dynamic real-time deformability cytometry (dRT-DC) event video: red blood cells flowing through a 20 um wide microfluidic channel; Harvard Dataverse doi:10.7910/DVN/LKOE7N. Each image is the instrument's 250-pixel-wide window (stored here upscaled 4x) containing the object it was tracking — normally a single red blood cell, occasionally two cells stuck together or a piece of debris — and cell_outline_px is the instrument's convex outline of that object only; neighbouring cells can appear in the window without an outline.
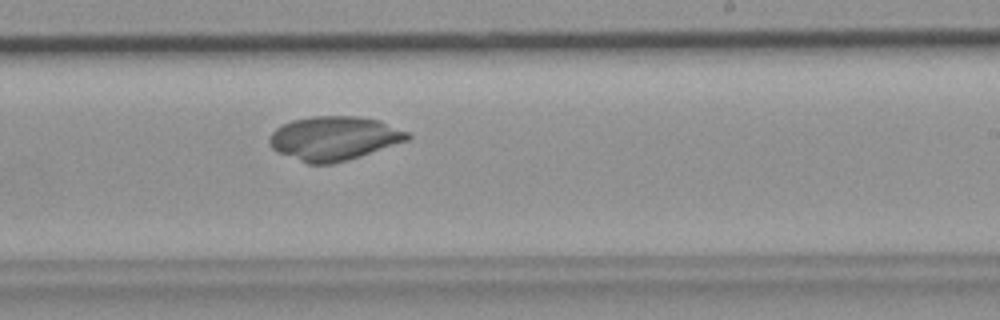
{"species": "common noctule bat (a hibernating species)", "species_latin": "Nyctalus noctula", "temperature_condition": "room temperature", "stored_images_in_passage": 41, "camera_frame_rate_fps": 3000, "um_per_image_px": 0.085, "animal": {"sex": "female", "body_mass_g": 19.9}, "frame": {"image": 1, "passage_image": 24, "time_ms": 7.667, "image_size_px": [1000, 320], "cell_outline_px": [[412, 136], [408, 140], [360, 156], [332, 164], [308, 164], [276, 152], [272, 148], [268, 140], [272, 132], [276, 128], [292, 120], [312, 116], [356, 116], [380, 120], [408, 132]], "centroid_in_image_um": [28.38, 11.75], "position_along_channel_um": 260.6, "area_um2": 35.37}}
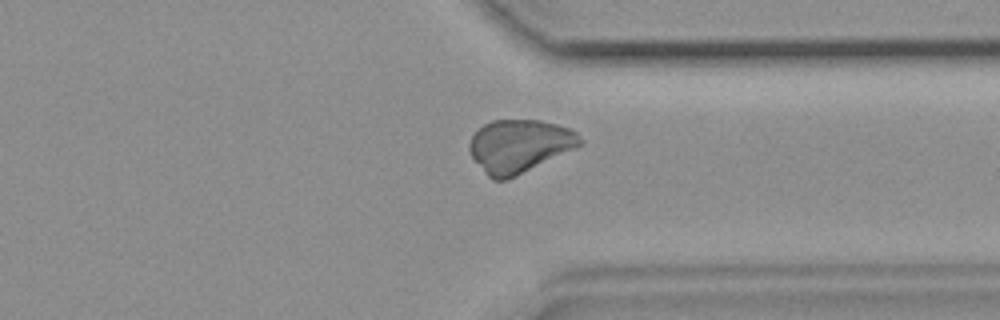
{"frame": {"image": 2, "passage_image": 31, "time_ms": 10.0, "image_size_px": [1000, 320], "cell_outline_px": [[584, 144], [508, 180], [492, 180], [484, 172], [472, 156], [468, 148], [468, 144], [472, 136], [484, 124], [492, 120], [540, 120], [556, 124], [568, 128], [576, 132], [584, 140]], "centroid_in_image_um": [44.16, 12.41], "position_along_channel_um": 367.2, "area_um2": 34.16}}
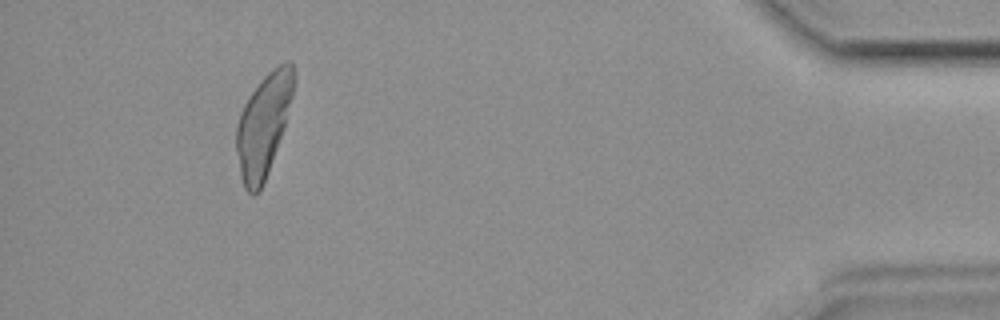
{"frame": {"image": 3, "passage_image": 38, "time_ms": 12.333, "image_size_px": [1000, 320], "cell_outline_px": [[296, 72], [292, 96], [284, 128], [268, 172], [260, 188], [252, 196], [244, 188], [240, 176], [236, 148], [236, 124], [240, 112], [244, 104], [252, 92], [264, 76], [272, 68], [284, 60], [292, 60]], "centroid_in_image_um": [22.4, 10.57], "position_along_channel_um": 412.8, "area_um2": 34.22}}